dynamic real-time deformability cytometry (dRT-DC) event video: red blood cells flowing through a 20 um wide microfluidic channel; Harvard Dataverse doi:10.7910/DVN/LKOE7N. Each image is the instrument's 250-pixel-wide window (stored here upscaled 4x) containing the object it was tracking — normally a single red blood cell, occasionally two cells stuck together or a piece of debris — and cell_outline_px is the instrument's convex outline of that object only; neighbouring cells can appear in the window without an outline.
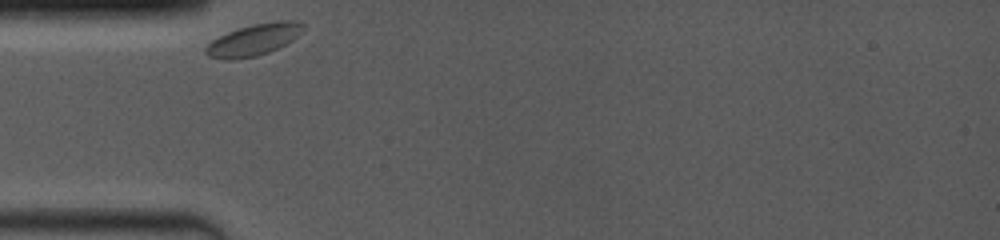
{"species": "common noctule bat (a hibernating species)", "species_latin": "Nyctalus noctula", "temperature_condition": "room temperature", "stored_images_in_passage": 25, "camera_frame_rate_fps": 4000, "um_per_image_px": 0.085, "animal": {"sex": "female", "body_mass_g": 19.0, "forearm_length_mm": 53.3}, "frame": {"image": 1, "passage_image": 1, "time_ms": 0.0, "image_size_px": [1000, 240], "cell_outline_px": [[304, 28], [292, 40], [268, 52], [256, 56], [232, 60], [224, 60], [208, 56], [204, 52], [204, 48], [212, 40], [228, 32], [252, 24], [276, 20], [300, 20], [304, 24]], "centroid_in_image_um": [21.56, 3.37], "position_along_channel_um": 63.4, "area_um2": 17.92}}
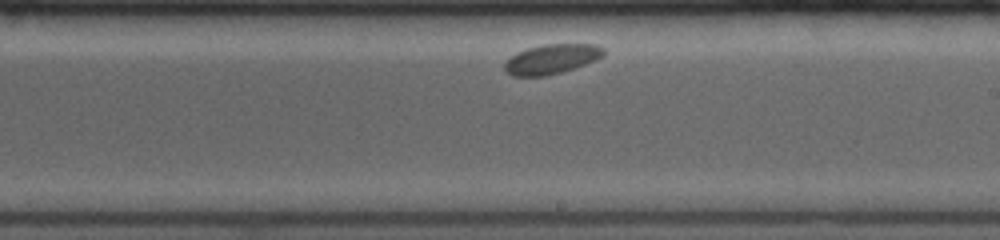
{"frame": {"image": 2, "passage_image": 14, "time_ms": 5.25, "image_size_px": [1000, 240], "cell_outline_px": [[604, 56], [596, 60], [560, 72], [544, 76], [512, 76], [504, 72], [504, 64], [516, 52], [528, 48], [544, 44], [596, 44], [604, 48]], "centroid_in_image_um": [46.87, 5.01], "position_along_channel_um": 242.1, "area_um2": 17.05}}
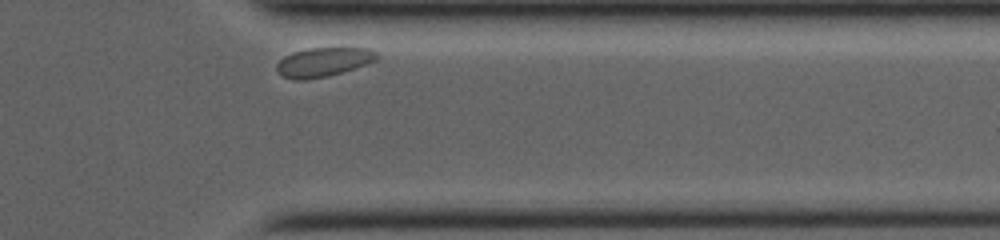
{"frame": {"image": 3, "passage_image": 24, "time_ms": 9.25, "image_size_px": [1000, 240], "cell_outline_px": [[380, 56], [376, 60], [328, 76], [304, 80], [296, 80], [284, 76], [276, 72], [276, 64], [284, 56], [292, 52], [308, 48], [372, 48]], "centroid_in_image_um": [27.46, 5.26], "position_along_channel_um": 383.9, "area_um2": 16.88}}